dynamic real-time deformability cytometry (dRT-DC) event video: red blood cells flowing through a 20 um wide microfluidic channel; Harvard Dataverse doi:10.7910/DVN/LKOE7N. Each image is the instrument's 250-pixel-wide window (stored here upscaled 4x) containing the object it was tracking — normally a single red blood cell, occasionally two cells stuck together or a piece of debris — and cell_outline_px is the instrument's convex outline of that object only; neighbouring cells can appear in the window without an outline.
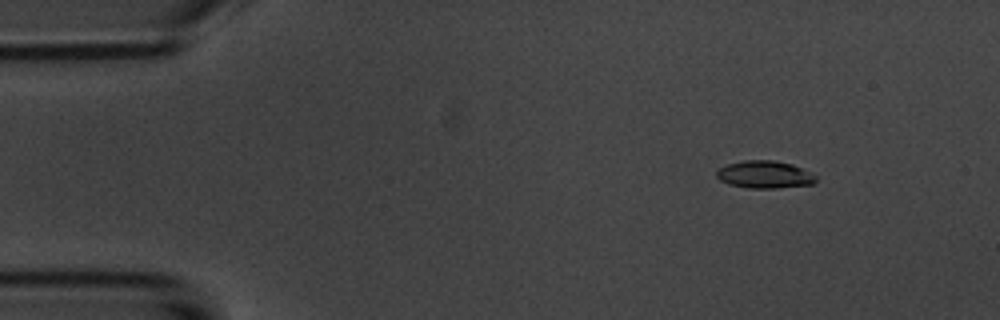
{"species": "common noctule bat (a hibernating species)", "species_latin": "Nyctalus noctula", "temperature_condition": "room temperature", "stored_images_in_passage": 4, "camera_frame_rate_fps": 3000, "um_per_image_px": 0.085, "animal": {"sex": "male", "body_mass_g": 20.1, "forearm_length_mm": 53.5}, "frame": {"image": 1, "passage_image": 2, "time_ms": 1.333, "image_size_px": [1000, 320], "cell_outline_px": [[816, 180], [812, 184], [776, 188], [748, 188], [728, 184], [720, 180], [716, 176], [716, 168], [728, 164], [744, 160], [772, 160], [792, 164], [816, 176]], "centroid_in_image_um": [64.93, 14.83], "position_along_channel_um": 20.1, "area_um2": 15.84}}
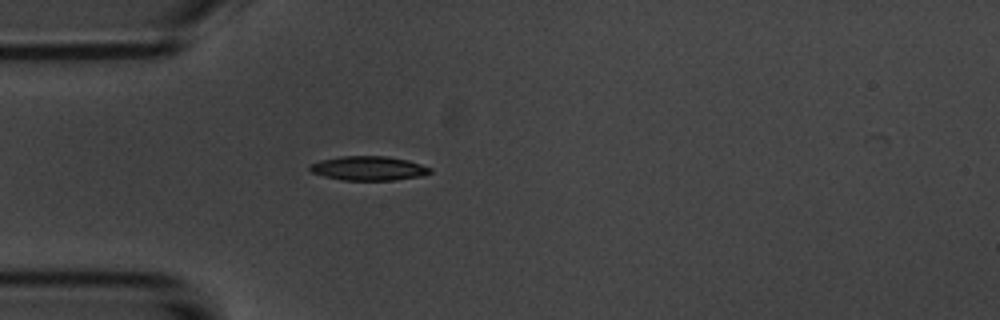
{"frame": {"image": 2, "passage_image": 4, "time_ms": 4.333, "image_size_px": [1000, 320], "cell_outline_px": [[432, 172], [420, 176], [396, 180], [344, 180], [324, 176], [312, 172], [308, 168], [312, 164], [320, 160], [340, 156], [388, 156], [408, 160], [432, 168]], "centroid_in_image_um": [31.35, 14.3], "position_along_channel_um": 53.7, "area_um2": 16.94}}